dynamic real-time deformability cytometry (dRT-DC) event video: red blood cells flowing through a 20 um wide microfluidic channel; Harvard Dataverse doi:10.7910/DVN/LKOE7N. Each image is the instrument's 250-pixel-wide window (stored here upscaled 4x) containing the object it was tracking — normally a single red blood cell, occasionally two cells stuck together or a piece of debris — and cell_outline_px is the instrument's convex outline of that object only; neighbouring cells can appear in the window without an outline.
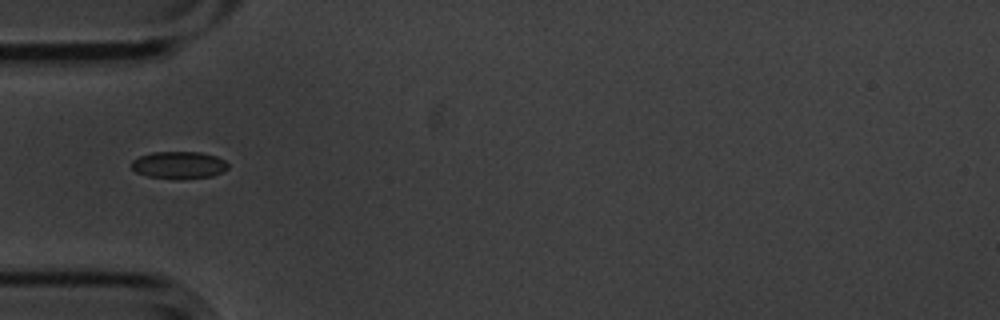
{"species": "common noctule bat (a hibernating species)", "species_latin": "Nyctalus noctula", "temperature_condition": "cold", "stored_images_in_passage": 1, "camera_frame_rate_fps": 3000, "um_per_image_px": 0.085, "animal": {"sex": "male", "body_mass_g": 20.1, "forearm_length_mm": 53.5}, "frame": {"image": 1, "passage_image": 1, "time_ms": 0.0, "image_size_px": [1000, 320], "cell_outline_px": [[228, 168], [224, 172], [212, 176], [176, 180], [172, 180], [148, 176], [136, 172], [132, 168], [132, 160], [140, 156], [152, 152], [200, 152], [216, 156], [224, 160], [228, 164]], "centroid_in_image_um": [15.22, 14.04], "position_along_channel_um": 69.8, "area_um2": 15.55}}